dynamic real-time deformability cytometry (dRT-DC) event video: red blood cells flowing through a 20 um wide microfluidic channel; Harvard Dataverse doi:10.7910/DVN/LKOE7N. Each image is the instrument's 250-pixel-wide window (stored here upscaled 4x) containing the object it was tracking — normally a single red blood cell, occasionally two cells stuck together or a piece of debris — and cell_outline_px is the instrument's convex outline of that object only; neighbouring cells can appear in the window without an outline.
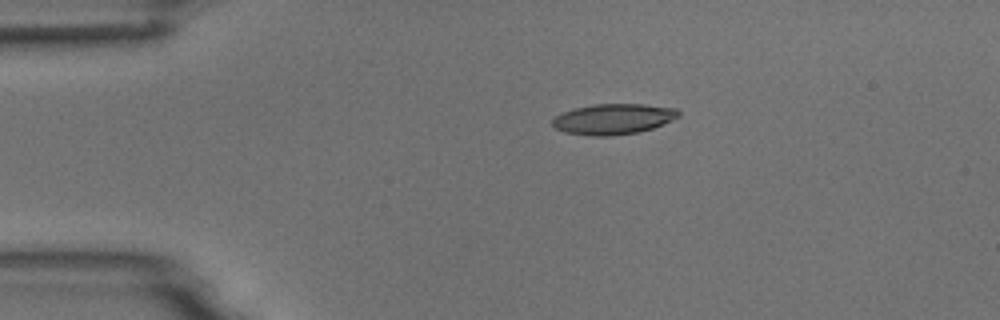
{"species": "common noctule bat (a hibernating species)", "species_latin": "Nyctalus noctula", "temperature_condition": "room temperature", "stored_images_in_passage": 3, "camera_frame_rate_fps": 3000, "um_per_image_px": 0.085, "animal": {"sex": "male", "body_mass_g": 18.8}, "frame": {"image": 1, "passage_image": 1, "time_ms": 0.0, "image_size_px": [1000, 320], "cell_outline_px": [[680, 116], [664, 124], [640, 132], [612, 136], [592, 136], [564, 132], [556, 128], [552, 124], [552, 120], [556, 116], [572, 108], [592, 104], [644, 104], [676, 108], [680, 112]], "centroid_in_image_um": [52.15, 10.12], "position_along_channel_um": 32.9, "area_um2": 22.66}}
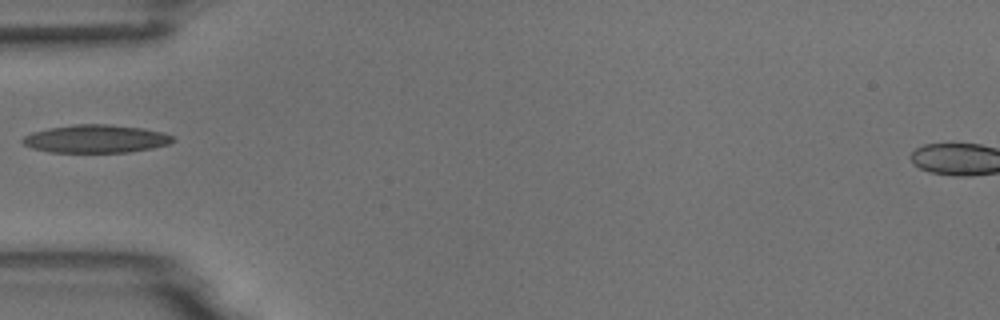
{"frame": {"image": 2, "passage_image": 3, "time_ms": 2.333, "image_size_px": [1000, 320], "cell_outline_px": [[176, 140], [168, 144], [152, 148], [128, 152], [48, 152], [32, 148], [24, 144], [20, 140], [24, 136], [32, 132], [48, 128], [76, 124], [108, 124], [144, 128], [160, 132], [172, 136]], "centroid_in_image_um": [8.12, 11.8], "position_along_channel_um": 76.9, "area_um2": 24.51}}